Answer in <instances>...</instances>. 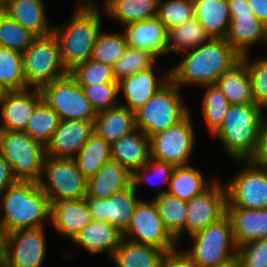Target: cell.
<instances>
[{"mask_svg": "<svg viewBox=\"0 0 267 267\" xmlns=\"http://www.w3.org/2000/svg\"><path fill=\"white\" fill-rule=\"evenodd\" d=\"M132 186V173L119 162L110 160L87 180L86 197L107 199Z\"/></svg>", "mask_w": 267, "mask_h": 267, "instance_id": "cb8c5ba5", "label": "cell"}, {"mask_svg": "<svg viewBox=\"0 0 267 267\" xmlns=\"http://www.w3.org/2000/svg\"><path fill=\"white\" fill-rule=\"evenodd\" d=\"M58 114L42 100L31 116L25 133L33 140L46 145L59 124Z\"/></svg>", "mask_w": 267, "mask_h": 267, "instance_id": "f35d334b", "label": "cell"}, {"mask_svg": "<svg viewBox=\"0 0 267 267\" xmlns=\"http://www.w3.org/2000/svg\"><path fill=\"white\" fill-rule=\"evenodd\" d=\"M86 98L96 113L118 106L119 84H96L81 86Z\"/></svg>", "mask_w": 267, "mask_h": 267, "instance_id": "7dc6e473", "label": "cell"}, {"mask_svg": "<svg viewBox=\"0 0 267 267\" xmlns=\"http://www.w3.org/2000/svg\"><path fill=\"white\" fill-rule=\"evenodd\" d=\"M136 129L135 112L120 104L98 112L93 122V131L110 145Z\"/></svg>", "mask_w": 267, "mask_h": 267, "instance_id": "83f0119b", "label": "cell"}, {"mask_svg": "<svg viewBox=\"0 0 267 267\" xmlns=\"http://www.w3.org/2000/svg\"><path fill=\"white\" fill-rule=\"evenodd\" d=\"M210 39L205 29L193 16L190 20L168 31V55L171 52L182 54L193 50L200 45L206 44Z\"/></svg>", "mask_w": 267, "mask_h": 267, "instance_id": "d590c367", "label": "cell"}, {"mask_svg": "<svg viewBox=\"0 0 267 267\" xmlns=\"http://www.w3.org/2000/svg\"><path fill=\"white\" fill-rule=\"evenodd\" d=\"M174 168L175 166L171 163L159 161L150 157L144 166L138 167L132 173V186L137 191L140 184L149 183L151 185L153 183L155 185L156 183L152 181L156 177L157 179L160 178L159 182L157 180V184L159 183L158 186L160 187V185L166 184L167 188H160L155 196L166 193L169 189L170 178Z\"/></svg>", "mask_w": 267, "mask_h": 267, "instance_id": "b9f144b4", "label": "cell"}, {"mask_svg": "<svg viewBox=\"0 0 267 267\" xmlns=\"http://www.w3.org/2000/svg\"><path fill=\"white\" fill-rule=\"evenodd\" d=\"M39 186L50 202L80 200L87 193V179L74 159L46 156Z\"/></svg>", "mask_w": 267, "mask_h": 267, "instance_id": "9c48e42d", "label": "cell"}, {"mask_svg": "<svg viewBox=\"0 0 267 267\" xmlns=\"http://www.w3.org/2000/svg\"><path fill=\"white\" fill-rule=\"evenodd\" d=\"M124 28L128 46L147 50L159 58L168 55V31L157 17L136 21L125 25Z\"/></svg>", "mask_w": 267, "mask_h": 267, "instance_id": "ffe728a7", "label": "cell"}, {"mask_svg": "<svg viewBox=\"0 0 267 267\" xmlns=\"http://www.w3.org/2000/svg\"><path fill=\"white\" fill-rule=\"evenodd\" d=\"M230 14L253 13L247 0H228Z\"/></svg>", "mask_w": 267, "mask_h": 267, "instance_id": "db71d44e", "label": "cell"}, {"mask_svg": "<svg viewBox=\"0 0 267 267\" xmlns=\"http://www.w3.org/2000/svg\"><path fill=\"white\" fill-rule=\"evenodd\" d=\"M253 14L267 26V0H247Z\"/></svg>", "mask_w": 267, "mask_h": 267, "instance_id": "f5cc1de1", "label": "cell"}, {"mask_svg": "<svg viewBox=\"0 0 267 267\" xmlns=\"http://www.w3.org/2000/svg\"><path fill=\"white\" fill-rule=\"evenodd\" d=\"M96 2L78 0L70 21L65 26H53L60 45V58L69 73L78 64L91 59L96 37L101 31V13Z\"/></svg>", "mask_w": 267, "mask_h": 267, "instance_id": "7a4b0ae2", "label": "cell"}, {"mask_svg": "<svg viewBox=\"0 0 267 267\" xmlns=\"http://www.w3.org/2000/svg\"><path fill=\"white\" fill-rule=\"evenodd\" d=\"M168 254L158 247L123 238L111 259L116 267H162Z\"/></svg>", "mask_w": 267, "mask_h": 267, "instance_id": "f546056e", "label": "cell"}, {"mask_svg": "<svg viewBox=\"0 0 267 267\" xmlns=\"http://www.w3.org/2000/svg\"><path fill=\"white\" fill-rule=\"evenodd\" d=\"M26 84L30 88H41L68 74L60 58V45L51 33L36 37L22 53Z\"/></svg>", "mask_w": 267, "mask_h": 267, "instance_id": "ba28073f", "label": "cell"}, {"mask_svg": "<svg viewBox=\"0 0 267 267\" xmlns=\"http://www.w3.org/2000/svg\"><path fill=\"white\" fill-rule=\"evenodd\" d=\"M236 260L241 267H267V237L239 246Z\"/></svg>", "mask_w": 267, "mask_h": 267, "instance_id": "c3c4849f", "label": "cell"}, {"mask_svg": "<svg viewBox=\"0 0 267 267\" xmlns=\"http://www.w3.org/2000/svg\"><path fill=\"white\" fill-rule=\"evenodd\" d=\"M182 60L170 70V79L180 88L183 85L206 86L217 79L241 56L226 39H210L206 44L181 54Z\"/></svg>", "mask_w": 267, "mask_h": 267, "instance_id": "6da1fadb", "label": "cell"}, {"mask_svg": "<svg viewBox=\"0 0 267 267\" xmlns=\"http://www.w3.org/2000/svg\"><path fill=\"white\" fill-rule=\"evenodd\" d=\"M152 200L156 204L165 230L178 243L185 232L186 201L180 200L168 192L154 196Z\"/></svg>", "mask_w": 267, "mask_h": 267, "instance_id": "836d02e7", "label": "cell"}, {"mask_svg": "<svg viewBox=\"0 0 267 267\" xmlns=\"http://www.w3.org/2000/svg\"><path fill=\"white\" fill-rule=\"evenodd\" d=\"M93 132V123L90 121L60 120L45 145L46 156L74 159Z\"/></svg>", "mask_w": 267, "mask_h": 267, "instance_id": "ac0fdd59", "label": "cell"}, {"mask_svg": "<svg viewBox=\"0 0 267 267\" xmlns=\"http://www.w3.org/2000/svg\"><path fill=\"white\" fill-rule=\"evenodd\" d=\"M92 220L84 198L80 200L67 199L51 202L50 222L57 232L69 241Z\"/></svg>", "mask_w": 267, "mask_h": 267, "instance_id": "44dd1931", "label": "cell"}, {"mask_svg": "<svg viewBox=\"0 0 267 267\" xmlns=\"http://www.w3.org/2000/svg\"><path fill=\"white\" fill-rule=\"evenodd\" d=\"M7 93L8 90L2 84H0V107Z\"/></svg>", "mask_w": 267, "mask_h": 267, "instance_id": "9f6ffc18", "label": "cell"}, {"mask_svg": "<svg viewBox=\"0 0 267 267\" xmlns=\"http://www.w3.org/2000/svg\"><path fill=\"white\" fill-rule=\"evenodd\" d=\"M0 153L17 181L39 183L46 159L45 145L25 132L0 130Z\"/></svg>", "mask_w": 267, "mask_h": 267, "instance_id": "52a82bcc", "label": "cell"}, {"mask_svg": "<svg viewBox=\"0 0 267 267\" xmlns=\"http://www.w3.org/2000/svg\"><path fill=\"white\" fill-rule=\"evenodd\" d=\"M133 186L114 193L107 199L85 197L93 220L107 222L124 232L131 220L140 198Z\"/></svg>", "mask_w": 267, "mask_h": 267, "instance_id": "2e32d148", "label": "cell"}, {"mask_svg": "<svg viewBox=\"0 0 267 267\" xmlns=\"http://www.w3.org/2000/svg\"><path fill=\"white\" fill-rule=\"evenodd\" d=\"M127 46L123 32L118 34L101 30L96 37L91 59L112 67L122 57Z\"/></svg>", "mask_w": 267, "mask_h": 267, "instance_id": "ab89813d", "label": "cell"}, {"mask_svg": "<svg viewBox=\"0 0 267 267\" xmlns=\"http://www.w3.org/2000/svg\"><path fill=\"white\" fill-rule=\"evenodd\" d=\"M42 100L40 88L8 91L1 104L0 130L24 132Z\"/></svg>", "mask_w": 267, "mask_h": 267, "instance_id": "e0dca14e", "label": "cell"}, {"mask_svg": "<svg viewBox=\"0 0 267 267\" xmlns=\"http://www.w3.org/2000/svg\"><path fill=\"white\" fill-rule=\"evenodd\" d=\"M185 231L191 235L221 219L226 214L225 185L216 181L204 192L186 202Z\"/></svg>", "mask_w": 267, "mask_h": 267, "instance_id": "9a60e30c", "label": "cell"}, {"mask_svg": "<svg viewBox=\"0 0 267 267\" xmlns=\"http://www.w3.org/2000/svg\"><path fill=\"white\" fill-rule=\"evenodd\" d=\"M242 58L246 61L251 79L253 100L256 105L265 110L267 109V57H258L254 61L249 59V55Z\"/></svg>", "mask_w": 267, "mask_h": 267, "instance_id": "bcb514c9", "label": "cell"}, {"mask_svg": "<svg viewBox=\"0 0 267 267\" xmlns=\"http://www.w3.org/2000/svg\"><path fill=\"white\" fill-rule=\"evenodd\" d=\"M2 11L36 37L53 33L43 0H10Z\"/></svg>", "mask_w": 267, "mask_h": 267, "instance_id": "4316f807", "label": "cell"}, {"mask_svg": "<svg viewBox=\"0 0 267 267\" xmlns=\"http://www.w3.org/2000/svg\"><path fill=\"white\" fill-rule=\"evenodd\" d=\"M36 36L0 11V47L23 53Z\"/></svg>", "mask_w": 267, "mask_h": 267, "instance_id": "7bdbcfd3", "label": "cell"}, {"mask_svg": "<svg viewBox=\"0 0 267 267\" xmlns=\"http://www.w3.org/2000/svg\"><path fill=\"white\" fill-rule=\"evenodd\" d=\"M9 2L10 0H0V11H2Z\"/></svg>", "mask_w": 267, "mask_h": 267, "instance_id": "6f0895ef", "label": "cell"}, {"mask_svg": "<svg viewBox=\"0 0 267 267\" xmlns=\"http://www.w3.org/2000/svg\"><path fill=\"white\" fill-rule=\"evenodd\" d=\"M215 85L222 91L230 104H255L251 79L246 61L242 57L217 79Z\"/></svg>", "mask_w": 267, "mask_h": 267, "instance_id": "4dcf8cb0", "label": "cell"}, {"mask_svg": "<svg viewBox=\"0 0 267 267\" xmlns=\"http://www.w3.org/2000/svg\"><path fill=\"white\" fill-rule=\"evenodd\" d=\"M189 112L181 121L150 137V156L174 166L189 165L195 144L194 126Z\"/></svg>", "mask_w": 267, "mask_h": 267, "instance_id": "8fae6325", "label": "cell"}, {"mask_svg": "<svg viewBox=\"0 0 267 267\" xmlns=\"http://www.w3.org/2000/svg\"><path fill=\"white\" fill-rule=\"evenodd\" d=\"M8 235H9V232L6 229L4 221L0 215V260L3 258L5 251H6Z\"/></svg>", "mask_w": 267, "mask_h": 267, "instance_id": "11a10c76", "label": "cell"}, {"mask_svg": "<svg viewBox=\"0 0 267 267\" xmlns=\"http://www.w3.org/2000/svg\"><path fill=\"white\" fill-rule=\"evenodd\" d=\"M194 17L211 39H225L231 16L228 0H192Z\"/></svg>", "mask_w": 267, "mask_h": 267, "instance_id": "f1b7e54d", "label": "cell"}, {"mask_svg": "<svg viewBox=\"0 0 267 267\" xmlns=\"http://www.w3.org/2000/svg\"><path fill=\"white\" fill-rule=\"evenodd\" d=\"M236 246L267 237V208L226 207Z\"/></svg>", "mask_w": 267, "mask_h": 267, "instance_id": "7402d4cb", "label": "cell"}, {"mask_svg": "<svg viewBox=\"0 0 267 267\" xmlns=\"http://www.w3.org/2000/svg\"><path fill=\"white\" fill-rule=\"evenodd\" d=\"M0 84L8 91L29 88L26 84L21 52L0 47Z\"/></svg>", "mask_w": 267, "mask_h": 267, "instance_id": "74e56055", "label": "cell"}, {"mask_svg": "<svg viewBox=\"0 0 267 267\" xmlns=\"http://www.w3.org/2000/svg\"><path fill=\"white\" fill-rule=\"evenodd\" d=\"M193 16L192 0H159L157 18L167 31L190 20Z\"/></svg>", "mask_w": 267, "mask_h": 267, "instance_id": "f6af8a7d", "label": "cell"}, {"mask_svg": "<svg viewBox=\"0 0 267 267\" xmlns=\"http://www.w3.org/2000/svg\"><path fill=\"white\" fill-rule=\"evenodd\" d=\"M242 169L226 184L227 207L267 208V169L237 161Z\"/></svg>", "mask_w": 267, "mask_h": 267, "instance_id": "4fadbf2b", "label": "cell"}, {"mask_svg": "<svg viewBox=\"0 0 267 267\" xmlns=\"http://www.w3.org/2000/svg\"><path fill=\"white\" fill-rule=\"evenodd\" d=\"M43 100L58 114L60 120L94 122L96 111L82 87L68 73L40 88Z\"/></svg>", "mask_w": 267, "mask_h": 267, "instance_id": "30bf717a", "label": "cell"}, {"mask_svg": "<svg viewBox=\"0 0 267 267\" xmlns=\"http://www.w3.org/2000/svg\"><path fill=\"white\" fill-rule=\"evenodd\" d=\"M16 181L11 166L0 153V195Z\"/></svg>", "mask_w": 267, "mask_h": 267, "instance_id": "f907efd6", "label": "cell"}, {"mask_svg": "<svg viewBox=\"0 0 267 267\" xmlns=\"http://www.w3.org/2000/svg\"><path fill=\"white\" fill-rule=\"evenodd\" d=\"M74 160L84 177L88 180L111 160L110 144L93 132Z\"/></svg>", "mask_w": 267, "mask_h": 267, "instance_id": "e575fe53", "label": "cell"}, {"mask_svg": "<svg viewBox=\"0 0 267 267\" xmlns=\"http://www.w3.org/2000/svg\"><path fill=\"white\" fill-rule=\"evenodd\" d=\"M69 74L80 86L96 84H118L114 80L112 67L92 59L78 64Z\"/></svg>", "mask_w": 267, "mask_h": 267, "instance_id": "ee69618b", "label": "cell"}, {"mask_svg": "<svg viewBox=\"0 0 267 267\" xmlns=\"http://www.w3.org/2000/svg\"><path fill=\"white\" fill-rule=\"evenodd\" d=\"M123 239L122 232L107 222L92 220L71 240L90 254L108 253L112 257Z\"/></svg>", "mask_w": 267, "mask_h": 267, "instance_id": "d4e9b609", "label": "cell"}, {"mask_svg": "<svg viewBox=\"0 0 267 267\" xmlns=\"http://www.w3.org/2000/svg\"><path fill=\"white\" fill-rule=\"evenodd\" d=\"M224 267H241L237 260L233 261L232 263L224 266Z\"/></svg>", "mask_w": 267, "mask_h": 267, "instance_id": "680465c9", "label": "cell"}, {"mask_svg": "<svg viewBox=\"0 0 267 267\" xmlns=\"http://www.w3.org/2000/svg\"><path fill=\"white\" fill-rule=\"evenodd\" d=\"M189 237L191 248L181 251L196 267H224L237 259L238 247L227 214Z\"/></svg>", "mask_w": 267, "mask_h": 267, "instance_id": "5b68a950", "label": "cell"}, {"mask_svg": "<svg viewBox=\"0 0 267 267\" xmlns=\"http://www.w3.org/2000/svg\"><path fill=\"white\" fill-rule=\"evenodd\" d=\"M0 215L8 232L44 226L51 202L39 183L16 181L0 195Z\"/></svg>", "mask_w": 267, "mask_h": 267, "instance_id": "3957f363", "label": "cell"}, {"mask_svg": "<svg viewBox=\"0 0 267 267\" xmlns=\"http://www.w3.org/2000/svg\"><path fill=\"white\" fill-rule=\"evenodd\" d=\"M158 56L147 50L127 46L124 54L112 66V74L116 82L139 71L156 67Z\"/></svg>", "mask_w": 267, "mask_h": 267, "instance_id": "8d00e7d4", "label": "cell"}, {"mask_svg": "<svg viewBox=\"0 0 267 267\" xmlns=\"http://www.w3.org/2000/svg\"><path fill=\"white\" fill-rule=\"evenodd\" d=\"M256 104H231L221 125L211 134L235 161H246L255 150L259 131L266 119Z\"/></svg>", "mask_w": 267, "mask_h": 267, "instance_id": "277c9868", "label": "cell"}, {"mask_svg": "<svg viewBox=\"0 0 267 267\" xmlns=\"http://www.w3.org/2000/svg\"><path fill=\"white\" fill-rule=\"evenodd\" d=\"M104 11L124 26L157 17L159 0H105Z\"/></svg>", "mask_w": 267, "mask_h": 267, "instance_id": "1f68e13d", "label": "cell"}, {"mask_svg": "<svg viewBox=\"0 0 267 267\" xmlns=\"http://www.w3.org/2000/svg\"><path fill=\"white\" fill-rule=\"evenodd\" d=\"M44 227L10 232L0 267H42L46 256Z\"/></svg>", "mask_w": 267, "mask_h": 267, "instance_id": "5bb4252c", "label": "cell"}, {"mask_svg": "<svg viewBox=\"0 0 267 267\" xmlns=\"http://www.w3.org/2000/svg\"><path fill=\"white\" fill-rule=\"evenodd\" d=\"M162 267H196L179 249L169 253L162 264Z\"/></svg>", "mask_w": 267, "mask_h": 267, "instance_id": "816d5d0a", "label": "cell"}, {"mask_svg": "<svg viewBox=\"0 0 267 267\" xmlns=\"http://www.w3.org/2000/svg\"><path fill=\"white\" fill-rule=\"evenodd\" d=\"M215 181L216 179L207 181L193 165L175 166L168 193L187 202L207 190Z\"/></svg>", "mask_w": 267, "mask_h": 267, "instance_id": "d6a6232c", "label": "cell"}, {"mask_svg": "<svg viewBox=\"0 0 267 267\" xmlns=\"http://www.w3.org/2000/svg\"><path fill=\"white\" fill-rule=\"evenodd\" d=\"M181 88L169 79L135 111L136 128L151 137L181 121L190 110L182 101Z\"/></svg>", "mask_w": 267, "mask_h": 267, "instance_id": "8992f818", "label": "cell"}, {"mask_svg": "<svg viewBox=\"0 0 267 267\" xmlns=\"http://www.w3.org/2000/svg\"><path fill=\"white\" fill-rule=\"evenodd\" d=\"M230 16V26L225 39L241 57L249 55L250 47L258 42L267 43V26L253 13Z\"/></svg>", "mask_w": 267, "mask_h": 267, "instance_id": "603a6c76", "label": "cell"}, {"mask_svg": "<svg viewBox=\"0 0 267 267\" xmlns=\"http://www.w3.org/2000/svg\"><path fill=\"white\" fill-rule=\"evenodd\" d=\"M111 160L119 162L133 173L150 159V137L136 129L110 145Z\"/></svg>", "mask_w": 267, "mask_h": 267, "instance_id": "484cf974", "label": "cell"}, {"mask_svg": "<svg viewBox=\"0 0 267 267\" xmlns=\"http://www.w3.org/2000/svg\"><path fill=\"white\" fill-rule=\"evenodd\" d=\"M203 87L206 88V91L203 95L201 112L211 135L221 125L231 104L217 85Z\"/></svg>", "mask_w": 267, "mask_h": 267, "instance_id": "60d3db41", "label": "cell"}, {"mask_svg": "<svg viewBox=\"0 0 267 267\" xmlns=\"http://www.w3.org/2000/svg\"><path fill=\"white\" fill-rule=\"evenodd\" d=\"M155 69L139 71L121 80L119 93H123L125 104H120L135 112L142 107L169 79L170 70L156 78Z\"/></svg>", "mask_w": 267, "mask_h": 267, "instance_id": "d6986e66", "label": "cell"}, {"mask_svg": "<svg viewBox=\"0 0 267 267\" xmlns=\"http://www.w3.org/2000/svg\"><path fill=\"white\" fill-rule=\"evenodd\" d=\"M247 161L255 167L267 169V117L259 131L255 150Z\"/></svg>", "mask_w": 267, "mask_h": 267, "instance_id": "681fc988", "label": "cell"}, {"mask_svg": "<svg viewBox=\"0 0 267 267\" xmlns=\"http://www.w3.org/2000/svg\"><path fill=\"white\" fill-rule=\"evenodd\" d=\"M123 238L139 244L152 245L166 250L168 253L177 251L178 243L165 230L158 209L153 200H139Z\"/></svg>", "mask_w": 267, "mask_h": 267, "instance_id": "7c38bea8", "label": "cell"}]
</instances>
